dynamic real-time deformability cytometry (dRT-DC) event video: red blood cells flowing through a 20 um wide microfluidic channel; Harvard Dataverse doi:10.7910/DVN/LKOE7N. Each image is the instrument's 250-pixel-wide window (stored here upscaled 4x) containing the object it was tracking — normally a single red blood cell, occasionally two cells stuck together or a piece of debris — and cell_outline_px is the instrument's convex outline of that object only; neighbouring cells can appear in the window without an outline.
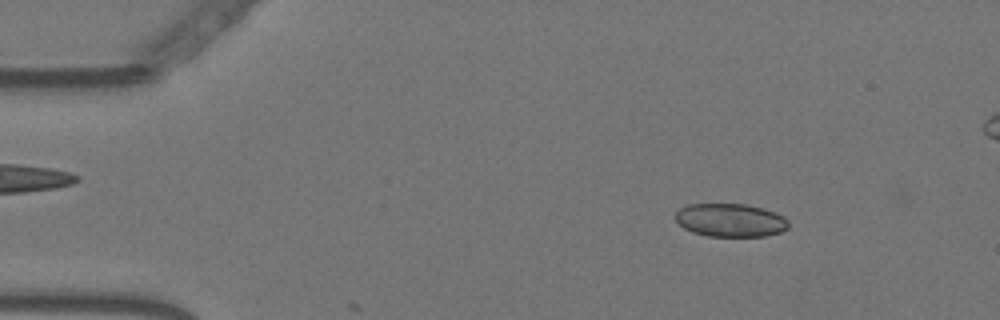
{"species": "Egyptian fruit bat (a non-hibernating species)", "species_latin": "Rousettus aegyptiacus", "temperature_condition": "warm", "stored_images_in_passage": 9, "camera_frame_rate_fps": 3000, "um_per_image_px": 0.085, "animal": {"sex": "female"}, "frame": {"image": 1, "passage_image": 7, "time_ms": 2.0, "image_size_px": [1000, 320], "cell_outline_px": [[788, 228], [780, 232], [764, 236], [708, 236], [692, 232], [684, 228], [676, 220], [676, 212], [680, 208], [688, 204], [744, 204], [764, 208], [776, 212], [784, 216], [788, 220]], "centroid_in_image_um": [62.1, 18.71], "position_along_channel_um": 22.9, "area_um2": 21.96}}